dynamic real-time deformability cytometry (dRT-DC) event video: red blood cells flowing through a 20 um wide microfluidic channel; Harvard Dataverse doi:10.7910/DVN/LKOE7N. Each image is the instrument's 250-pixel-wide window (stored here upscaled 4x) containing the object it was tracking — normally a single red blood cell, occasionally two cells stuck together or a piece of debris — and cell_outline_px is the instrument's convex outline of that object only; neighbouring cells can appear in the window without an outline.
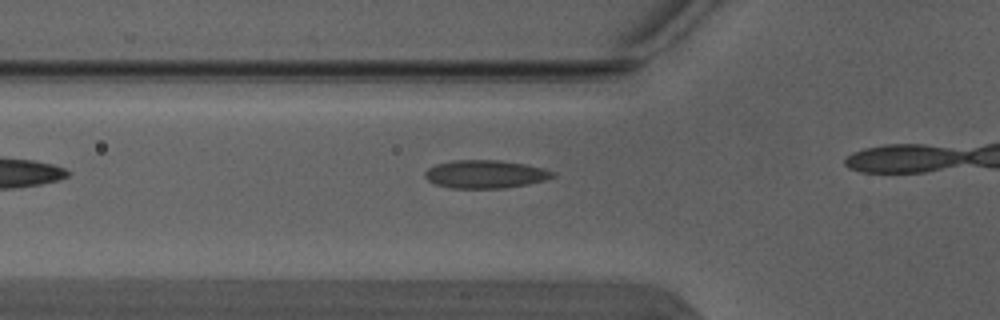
{"species": "Egyptian fruit bat (a non-hibernating species)", "species_latin": "Rousettus aegyptiacus", "temperature_condition": "warm", "stored_images_in_passage": 5, "camera_frame_rate_fps": 3000, "um_per_image_px": 0.085, "animal": {"sex": "male"}, "frame": {"image": 1, "passage_image": 4, "time_ms": 1.0, "image_size_px": [1000, 320], "cell_outline_px": [[556, 176], [544, 180], [528, 184], [504, 188], [452, 188], [436, 184], [428, 180], [424, 176], [424, 172], [428, 168], [436, 164], [452, 160], [500, 160], [524, 164], [544, 168], [556, 172]], "centroid_in_image_um": [41.26, 14.8], "position_along_channel_um": 84.5, "area_um2": 20.98}}